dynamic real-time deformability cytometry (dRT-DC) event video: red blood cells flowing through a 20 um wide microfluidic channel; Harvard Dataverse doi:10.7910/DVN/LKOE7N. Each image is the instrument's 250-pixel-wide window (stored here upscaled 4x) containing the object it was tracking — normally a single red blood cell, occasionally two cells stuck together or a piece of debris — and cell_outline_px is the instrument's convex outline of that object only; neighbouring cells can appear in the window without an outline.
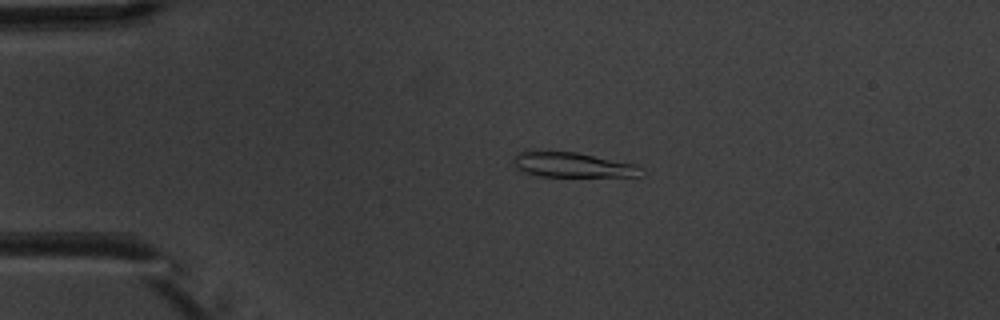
{"species": "common noctule bat (a hibernating species)", "species_latin": "Nyctalus noctula", "temperature_condition": "warm", "stored_images_in_passage": 5, "camera_frame_rate_fps": 3000, "um_per_image_px": 0.085, "animal": {"sex": "male", "body_mass_g": 20.1, "forearm_length_mm": 53.5}, "frame": {"image": 1, "passage_image": 4, "time_ms": 3.333, "image_size_px": [1000, 320], "cell_outline_px": [[644, 176], [540, 176], [524, 172], [516, 168], [512, 160], [516, 152], [528, 148], [532, 148], [576, 152], [636, 164], [640, 168]], "centroid_in_image_um": [48.54, 13.96], "position_along_channel_um": 36.5, "area_um2": 19.19}}